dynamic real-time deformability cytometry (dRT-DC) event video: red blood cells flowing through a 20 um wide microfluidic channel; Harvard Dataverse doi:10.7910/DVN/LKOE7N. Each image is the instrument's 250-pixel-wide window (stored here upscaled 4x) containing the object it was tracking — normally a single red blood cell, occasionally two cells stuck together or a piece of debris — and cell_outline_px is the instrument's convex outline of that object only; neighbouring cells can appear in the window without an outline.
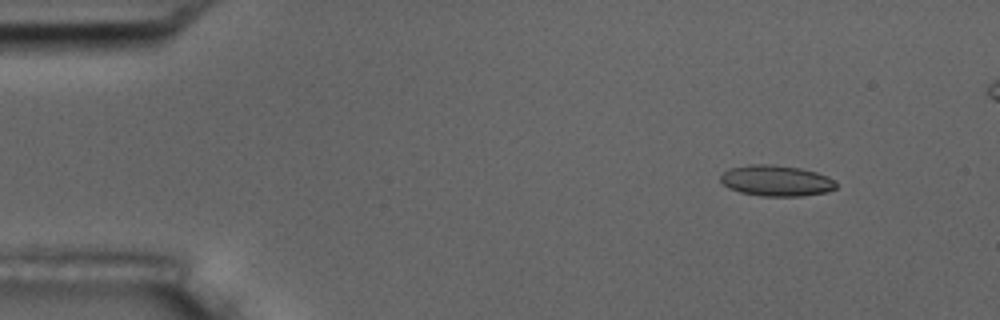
{"species": "common noctule bat (a hibernating species)", "species_latin": "Nyctalus noctula", "temperature_condition": "room temperature", "stored_images_in_passage": 5, "camera_frame_rate_fps": 3000, "um_per_image_px": 0.085, "animal": {"sex": "male", "body_mass_g": 17.5, "forearm_length_mm": 52.3}, "frame": {"image": 1, "passage_image": 2, "time_ms": 1.0, "image_size_px": [1000, 320], "cell_outline_px": [[836, 188], [828, 192], [804, 196], [760, 196], [740, 192], [728, 188], [720, 180], [720, 176], [724, 172], [732, 168], [748, 164], [772, 164], [800, 168], [816, 172], [828, 176], [836, 184]], "centroid_in_image_um": [65.99, 15.36], "position_along_channel_um": 19.0, "area_um2": 20.87}}